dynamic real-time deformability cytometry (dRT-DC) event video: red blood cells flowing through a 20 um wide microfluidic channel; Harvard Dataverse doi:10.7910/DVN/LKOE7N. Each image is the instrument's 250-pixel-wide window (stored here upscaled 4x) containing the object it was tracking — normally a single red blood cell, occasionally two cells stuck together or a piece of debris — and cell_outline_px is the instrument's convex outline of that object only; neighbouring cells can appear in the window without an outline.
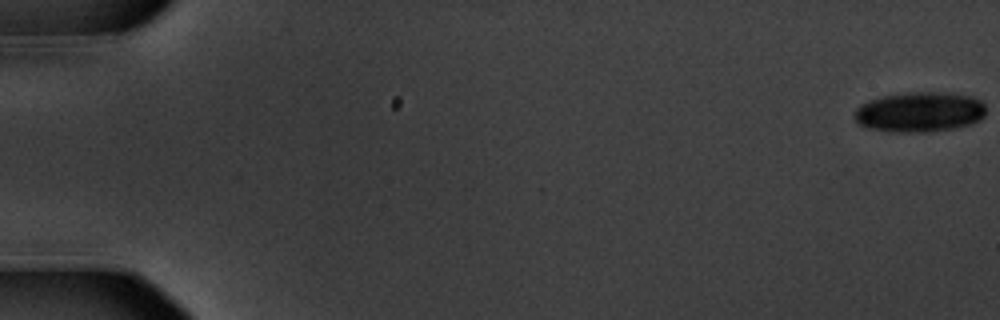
{"species": "common noctule bat (a hibernating species)", "species_latin": "Nyctalus noctula", "temperature_condition": "warm", "stored_images_in_passage": 23, "camera_frame_rate_fps": 3000, "um_per_image_px": 0.085, "animal": {"sex": "male", "body_mass_g": 20.1, "forearm_length_mm": 53.5}, "frame": {"image": 1, "passage_image": 1, "time_ms": 0.0, "image_size_px": [1000, 320], "cell_outline_px": [[984, 116], [980, 120], [968, 124], [952, 128], [928, 132], [888, 132], [868, 128], [860, 124], [856, 120], [856, 108], [860, 104], [884, 96], [908, 92], [936, 92], [972, 96], [980, 100], [984, 104]], "centroid_in_image_um": [78.17, 9.52], "position_along_channel_um": 6.8, "area_um2": 30.46}}